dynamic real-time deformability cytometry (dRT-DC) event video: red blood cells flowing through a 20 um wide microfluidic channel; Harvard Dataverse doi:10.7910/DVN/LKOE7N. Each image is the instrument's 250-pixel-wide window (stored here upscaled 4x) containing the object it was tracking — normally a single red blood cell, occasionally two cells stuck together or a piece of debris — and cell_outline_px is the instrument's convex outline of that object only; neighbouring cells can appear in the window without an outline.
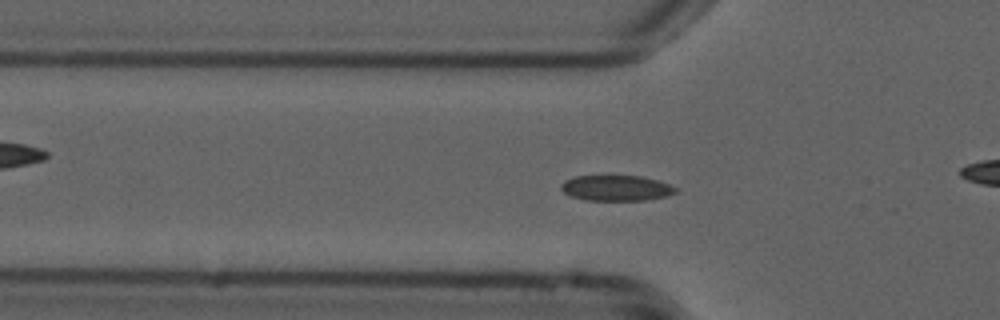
{"species": "common noctule bat (a hibernating species)", "species_latin": "Nyctalus noctula", "temperature_condition": "cold", "stored_images_in_passage": 52, "camera_frame_rate_fps": 3000, "um_per_image_px": 0.085, "animal": {"sex": "male", "forearm_length_mm": 52.5}, "frame": {"image": 1, "passage_image": 17, "time_ms": 5.333, "image_size_px": [1000, 320], "cell_outline_px": [[680, 192], [668, 196], [644, 200], [584, 200], [572, 196], [564, 192], [560, 188], [560, 184], [564, 180], [576, 176], [640, 176], [656, 180], [668, 184], [676, 188]], "centroid_in_image_um": [52.38, 15.99], "position_along_channel_um": 73.4, "area_um2": 17.05}}
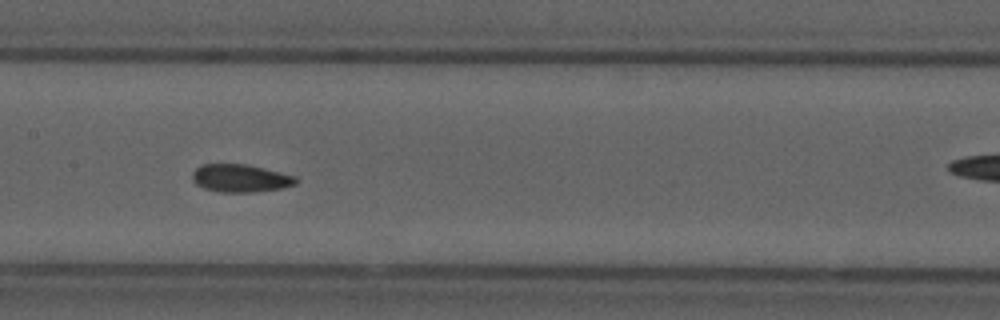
{"frame": {"image": 2, "passage_image": 26, "time_ms": 8.333, "image_size_px": [1000, 320], "cell_outline_px": [[300, 180], [296, 184], [280, 188], [252, 192], [220, 192], [204, 188], [196, 184], [192, 180], [192, 172], [196, 168], [204, 164], [248, 164], [296, 176]], "centroid_in_image_um": [20.44, 15.14], "position_along_channel_um": 187.0, "area_um2": 16.82}}
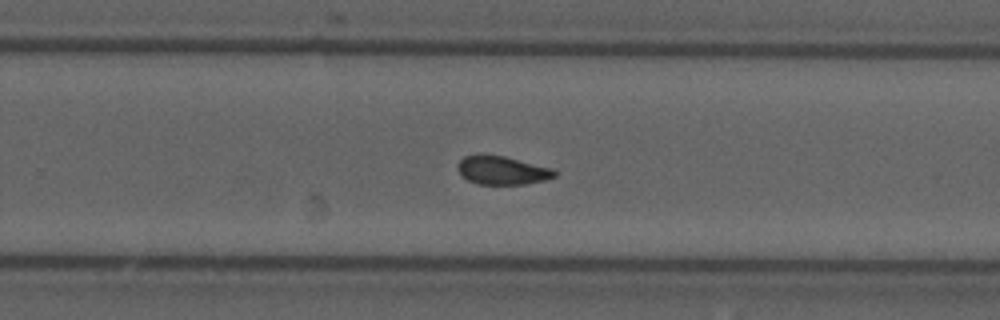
{"frame": {"image": 3, "passage_image": 34, "time_ms": 11.0, "image_size_px": [1000, 320], "cell_outline_px": [[556, 176], [544, 180], [524, 184], [476, 184], [468, 180], [456, 168], [456, 164], [464, 156], [504, 156], [552, 168], [556, 172]], "centroid_in_image_um": [42.69, 14.49], "position_along_channel_um": 287.1, "area_um2": 15.72}, "authors_computed_cell_mechanics": {"area_um2": 16.5597, "velocity_mm_per_s": 3.7624, "shape_relaxation_time_tau1_ms": null, "shape_relaxation_time_tau2_ms": 1.8111, "deformation_change_tau1": null, "deformation_change_tau2": 0.0691}}